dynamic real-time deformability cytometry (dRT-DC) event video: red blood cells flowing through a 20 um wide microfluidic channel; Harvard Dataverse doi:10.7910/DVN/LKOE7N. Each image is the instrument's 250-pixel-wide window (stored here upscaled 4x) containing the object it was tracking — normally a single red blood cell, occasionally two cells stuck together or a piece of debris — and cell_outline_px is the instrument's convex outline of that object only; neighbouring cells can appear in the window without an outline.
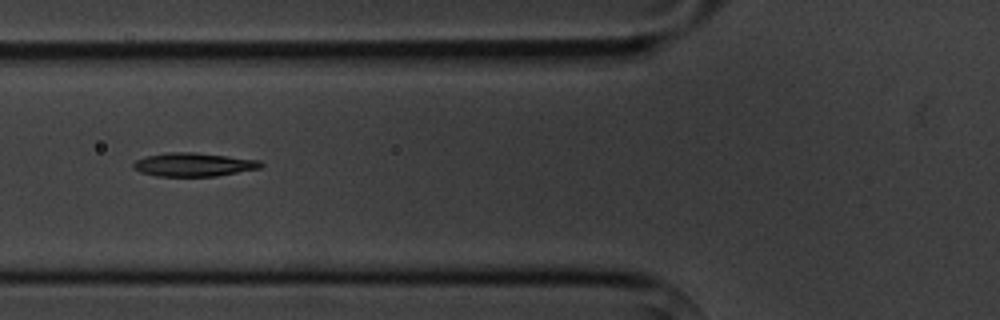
{"species": "common noctule bat (a hibernating species)", "species_latin": "Nyctalus noctula", "temperature_condition": "cold", "stored_images_in_passage": 8, "camera_frame_rate_fps": 3000, "um_per_image_px": 0.085, "animal": {"sex": "male", "body_mass_g": 20.1, "forearm_length_mm": 53.5}, "frame": {"image": 1, "passage_image": 6, "time_ms": 6.667, "image_size_px": [1000, 320], "cell_outline_px": [[264, 164], [260, 168], [216, 176], [156, 176], [140, 172], [132, 168], [132, 164], [136, 160], [148, 156], [164, 152], [192, 152], [228, 156], [260, 160]], "centroid_in_image_um": [16.44, 13.99], "position_along_channel_um": 109.4, "area_um2": 17.51}}
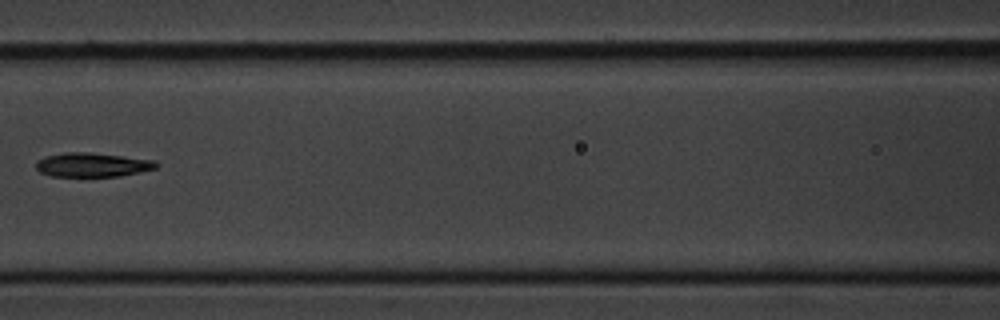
{"frame": {"image": 2, "passage_image": 7, "time_ms": 8.0, "image_size_px": [1000, 320], "cell_outline_px": [[156, 168], [120, 176], [52, 176], [40, 172], [36, 168], [36, 160], [44, 156], [64, 152], [92, 152], [156, 160]], "centroid_in_image_um": [7.81, 13.99], "position_along_channel_um": 158.8, "area_um2": 16.94}}
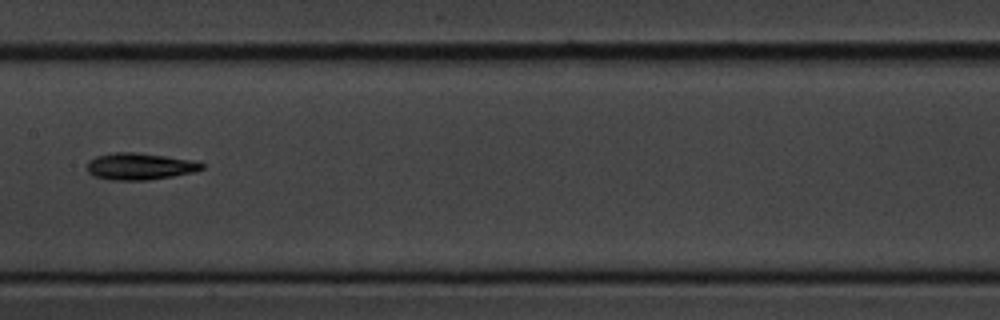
{"frame": {"image": 3, "passage_image": 8, "time_ms": 9.0, "image_size_px": [1000, 320], "cell_outline_px": [[204, 168], [192, 172], [172, 176], [148, 180], [112, 180], [96, 176], [88, 172], [88, 160], [96, 156], [112, 152], [136, 152], [200, 160], [204, 164]], "centroid_in_image_um": [11.93, 14.12], "position_along_channel_um": 195.5, "area_um2": 18.09}}